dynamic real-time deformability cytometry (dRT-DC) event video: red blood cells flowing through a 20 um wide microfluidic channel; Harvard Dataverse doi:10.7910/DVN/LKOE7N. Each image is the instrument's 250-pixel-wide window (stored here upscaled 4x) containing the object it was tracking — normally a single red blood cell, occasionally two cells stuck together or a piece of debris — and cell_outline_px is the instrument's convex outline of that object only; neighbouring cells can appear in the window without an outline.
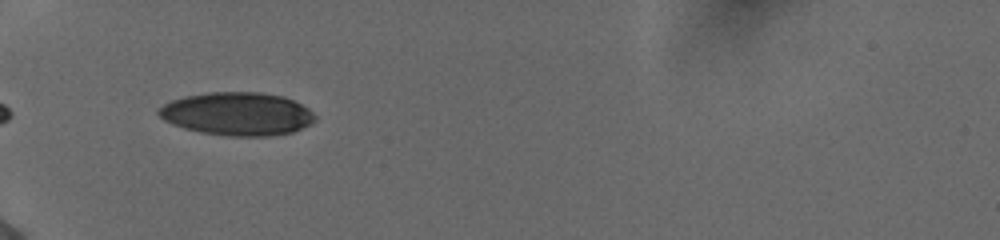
{"species": "human", "species_latin": "Homo sapiens", "temperature_condition": "cold", "stored_images_in_passage": 24, "camera_frame_rate_fps": 3000, "um_per_image_px": 0.085, "donor": {"sex": "female"}, "frame": {"image": 1, "passage_image": 1, "time_ms": 0.0, "image_size_px": [1000, 240], "cell_outline_px": [[316, 120], [292, 132], [268, 136], [228, 136], [200, 132], [184, 128], [172, 124], [164, 120], [156, 112], [164, 104], [172, 100], [184, 96], [208, 92], [260, 92], [284, 96], [308, 108], [316, 116]], "centroid_in_image_um": [20.15, 9.67], "position_along_channel_um": 64.8, "area_um2": 39.25}}
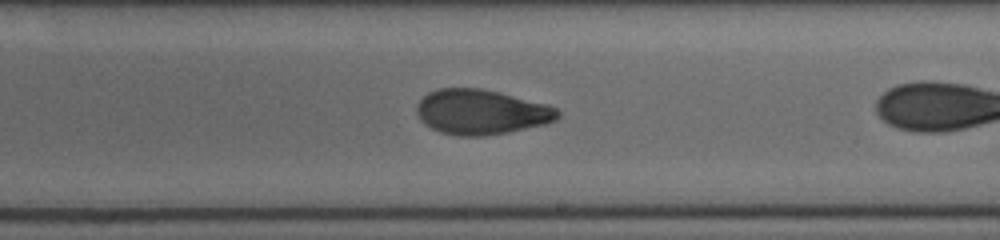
{"frame": {"image": 2, "passage_image": 13, "time_ms": 4.0, "image_size_px": [1000, 240], "cell_outline_px": [[560, 116], [556, 120], [544, 124], [508, 132], [484, 136], [460, 136], [440, 132], [424, 124], [420, 120], [416, 112], [416, 104], [428, 92], [436, 88], [480, 88], [500, 92], [548, 104], [556, 108], [560, 112]], "centroid_in_image_um": [40.89, 9.51], "position_along_channel_um": 248.1, "area_um2": 37.17}}
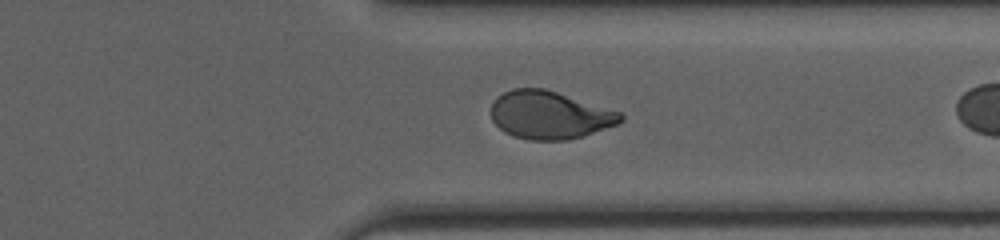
{"frame": {"image": 3, "passage_image": 22, "time_ms": 7.0, "image_size_px": [1000, 240], "cell_outline_px": [[624, 120], [616, 124], [568, 140], [528, 140], [512, 136], [504, 132], [492, 120], [492, 104], [496, 96], [512, 88], [544, 88], [620, 112], [624, 116]], "centroid_in_image_um": [46.67, 9.77], "position_along_channel_um": 364.7, "area_um2": 35.84}}